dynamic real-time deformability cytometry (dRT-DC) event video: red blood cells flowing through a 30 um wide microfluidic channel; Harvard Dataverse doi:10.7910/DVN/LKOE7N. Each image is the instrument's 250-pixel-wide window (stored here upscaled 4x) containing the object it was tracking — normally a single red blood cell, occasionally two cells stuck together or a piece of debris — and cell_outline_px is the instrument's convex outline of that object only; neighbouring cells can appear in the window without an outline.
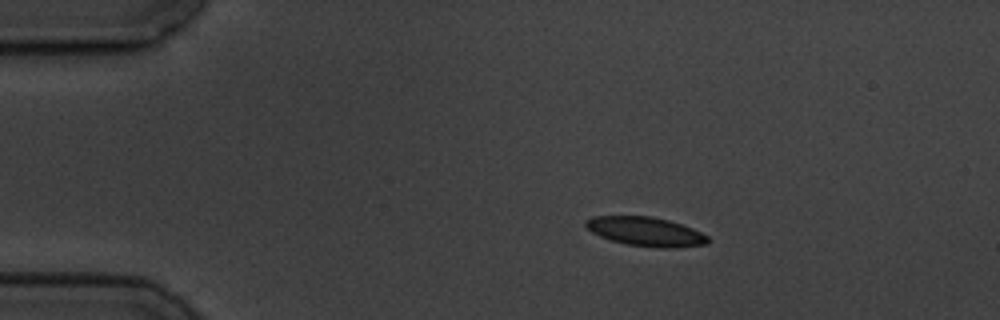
{"species": "common noctule bat (a hibernating species)", "species_latin": "Nyctalus noctula", "temperature_condition": "cold", "stored_images_in_passage": 5, "camera_frame_rate_fps": 3000, "um_per_image_px": 0.085, "animal": {"sex": "male", "body_mass_g": 19.5, "forearm_length_mm": 54.6}, "frame": {"image": 1, "passage_image": 1, "time_ms": 0.0, "image_size_px": [1000, 320], "cell_outline_px": [[712, 240], [708, 244], [676, 248], [656, 248], [628, 244], [612, 240], [600, 236], [592, 232], [584, 224], [584, 220], [592, 216], [652, 216], [668, 220], [692, 228], [708, 236]], "centroid_in_image_um": [54.91, 19.69], "position_along_channel_um": 30.1, "area_um2": 20.81}}
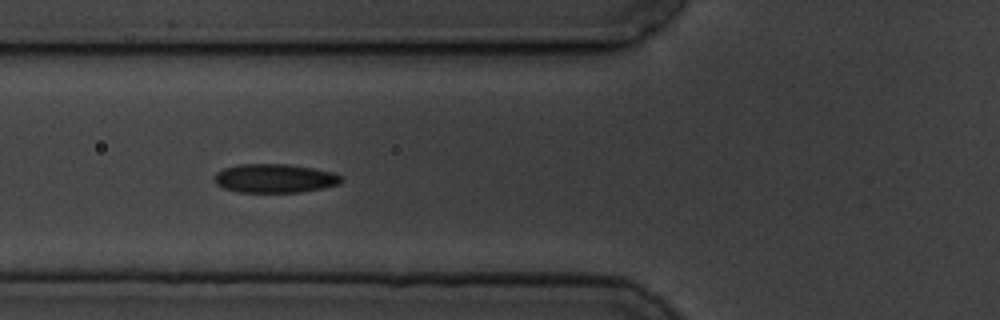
{"frame": {"image": 2, "passage_image": 4, "time_ms": 3.667, "image_size_px": [1000, 320], "cell_outline_px": [[344, 180], [340, 184], [300, 192], [240, 192], [224, 188], [216, 184], [216, 172], [224, 168], [240, 164], [288, 164], [336, 172], [344, 176]], "centroid_in_image_um": [23.41, 15.15], "position_along_channel_um": 102.4, "area_um2": 21.33}}
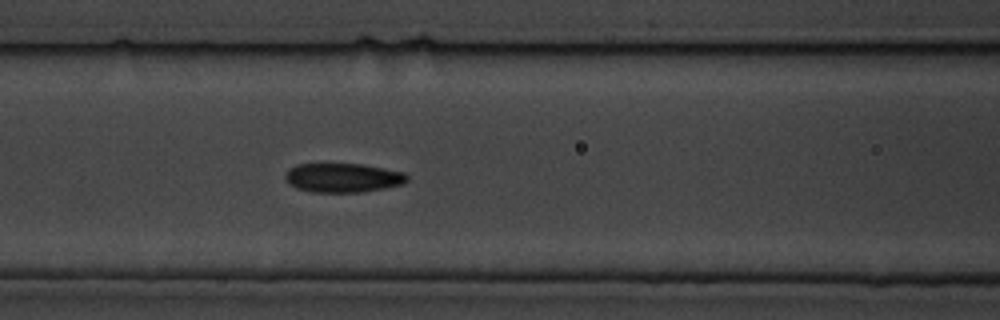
{"frame": {"image": 3, "passage_image": 5, "time_ms": 4.667, "image_size_px": [1000, 320], "cell_outline_px": [[408, 180], [404, 184], [364, 192], [312, 192], [296, 188], [288, 184], [284, 176], [296, 164], [360, 164], [384, 168], [404, 172], [408, 176]], "centroid_in_image_um": [29.17, 15.12], "position_along_channel_um": 137.4, "area_um2": 20.69}}